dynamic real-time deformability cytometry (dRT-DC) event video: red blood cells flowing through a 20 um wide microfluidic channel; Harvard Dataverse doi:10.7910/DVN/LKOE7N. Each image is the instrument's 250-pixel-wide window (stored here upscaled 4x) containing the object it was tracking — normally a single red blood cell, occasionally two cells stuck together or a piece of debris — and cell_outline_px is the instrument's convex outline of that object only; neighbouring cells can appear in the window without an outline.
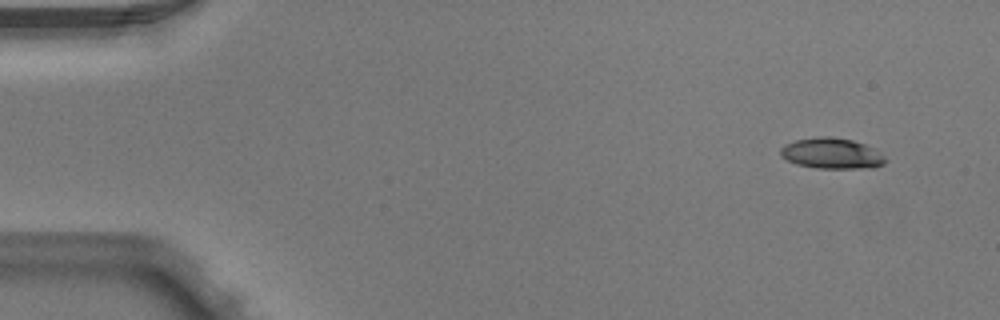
{"species": "Egyptian fruit bat (a non-hibernating species)", "species_latin": "Rousettus aegyptiacus", "temperature_condition": "warm", "stored_images_in_passage": 4, "camera_frame_rate_fps": 3000, "um_per_image_px": 0.085, "animal": {"sex": "male"}, "frame": {"image": 1, "passage_image": 1, "time_ms": 0.0, "image_size_px": [1000, 320], "cell_outline_px": [[888, 160], [884, 164], [876, 168], [816, 168], [796, 164], [780, 156], [780, 148], [784, 144], [796, 140], [820, 136], [828, 136], [852, 140], [864, 144], [872, 148], [884, 156]], "centroid_in_image_um": [70.69, 13.05], "position_along_channel_um": 14.3, "area_um2": 18.84}}
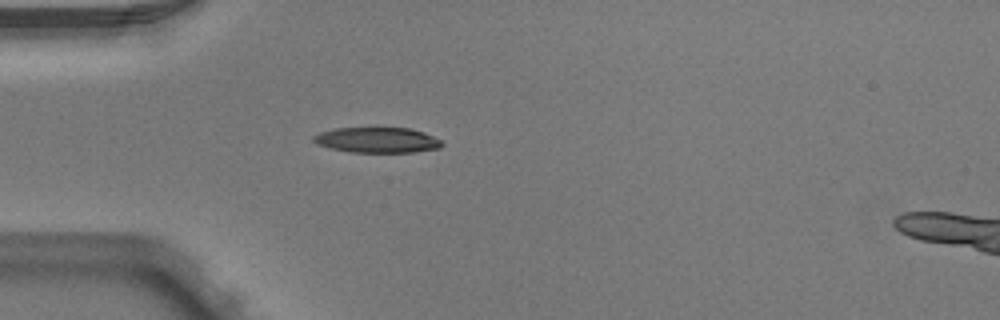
{"frame": {"image": 2, "passage_image": 4, "time_ms": 1.0, "image_size_px": [1000, 320], "cell_outline_px": [[444, 144], [440, 148], [412, 152], [348, 152], [316, 144], [312, 140], [312, 136], [320, 132], [336, 128], [376, 124], [408, 128], [424, 132], [440, 140]], "centroid_in_image_um": [32.03, 11.84], "position_along_channel_um": 53.0, "area_um2": 20.0}}